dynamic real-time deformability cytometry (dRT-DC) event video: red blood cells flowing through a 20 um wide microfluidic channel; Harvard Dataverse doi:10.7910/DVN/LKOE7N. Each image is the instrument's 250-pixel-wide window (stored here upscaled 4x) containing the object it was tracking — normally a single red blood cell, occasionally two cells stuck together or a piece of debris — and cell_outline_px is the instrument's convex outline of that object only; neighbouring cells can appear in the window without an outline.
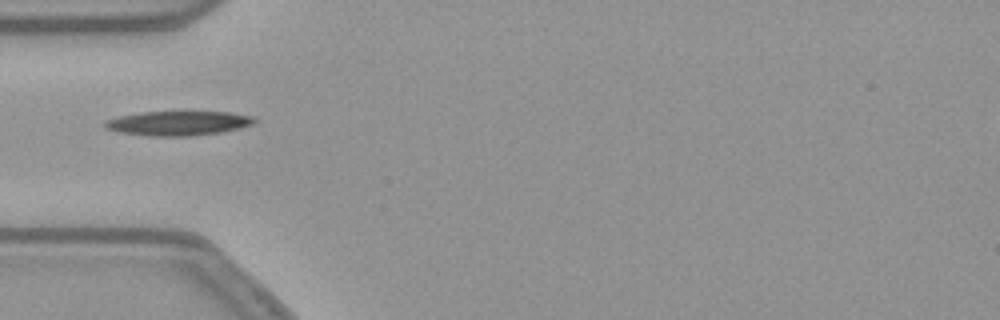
{"species": "common noctule bat (a hibernating species)", "species_latin": "Nyctalus noctula", "temperature_condition": "warm", "stored_images_in_passage": 38, "camera_frame_rate_fps": 3000, "um_per_image_px": 0.085, "animal": {"sex": "female", "body_mass_g": 21.9}, "frame": {"image": 1, "passage_image": 1, "time_ms": 0.0, "image_size_px": [1000, 320], "cell_outline_px": [[256, 120], [252, 124], [240, 128], [220, 132], [188, 136], [152, 136], [120, 132], [104, 128], [104, 120], [120, 116], [144, 112], [228, 112], [252, 116]], "centroid_in_image_um": [15.12, 10.47], "position_along_channel_um": 69.9, "area_um2": 21.04}}
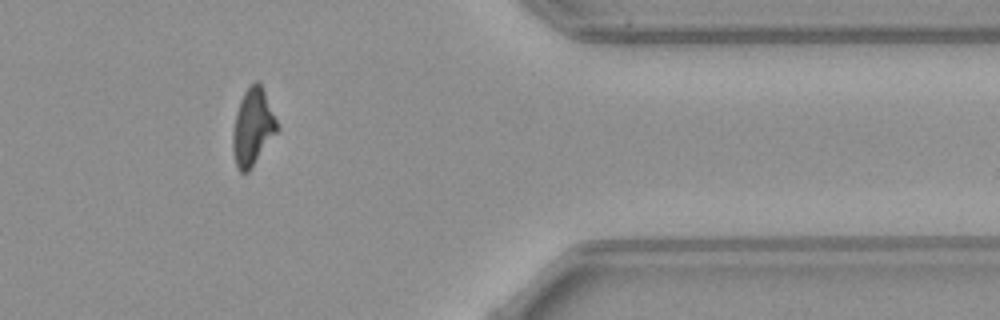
{"frame": {"image": 2, "passage_image": 28, "time_ms": 9.0, "image_size_px": [1000, 320], "cell_outline_px": [[280, 128], [248, 172], [240, 172], [236, 168], [232, 148], [232, 136], [236, 112], [240, 100], [244, 92], [256, 80], [260, 84], [264, 92]], "centroid_in_image_um": [21.47, 10.84], "position_along_channel_um": 389.9, "area_um2": 19.59}}
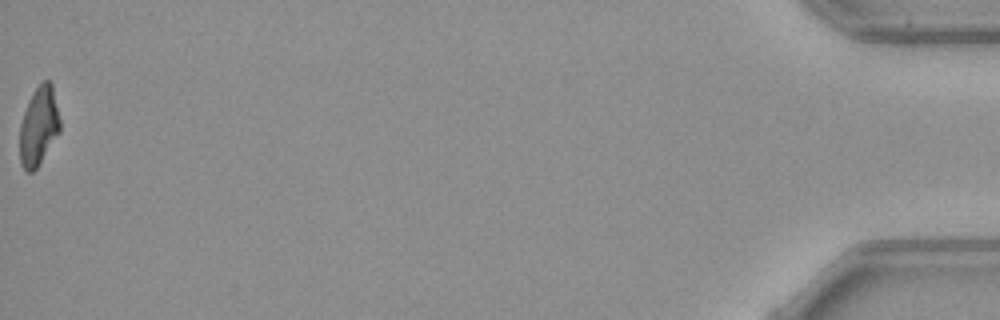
{"frame": {"image": 3, "passage_image": 38, "time_ms": 12.333, "image_size_px": [1000, 320], "cell_outline_px": [[60, 132], [36, 168], [32, 172], [28, 172], [20, 164], [20, 124], [28, 100], [36, 88], [44, 80], [48, 80], [52, 84], [60, 120]], "centroid_in_image_um": [3.29, 10.72], "position_along_channel_um": 431.9, "area_um2": 18.26}}